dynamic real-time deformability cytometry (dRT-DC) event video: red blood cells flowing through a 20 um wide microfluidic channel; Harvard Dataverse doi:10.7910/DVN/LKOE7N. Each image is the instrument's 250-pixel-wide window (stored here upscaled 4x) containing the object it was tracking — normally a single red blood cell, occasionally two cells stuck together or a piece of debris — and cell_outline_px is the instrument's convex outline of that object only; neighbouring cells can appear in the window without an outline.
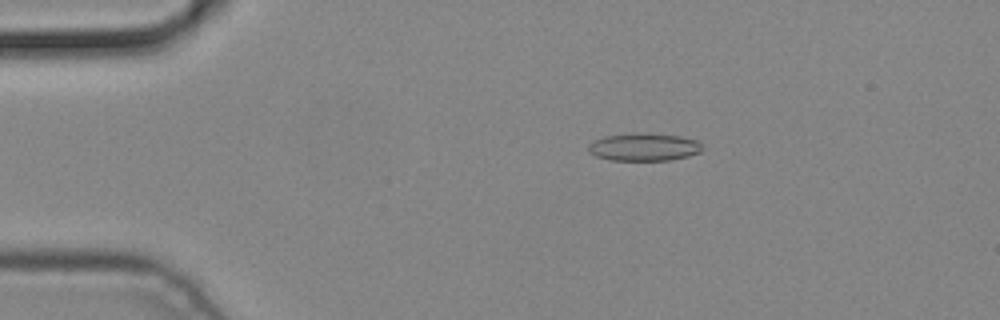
{"species": "common noctule bat (a hibernating species)", "species_latin": "Nyctalus noctula", "temperature_condition": "cold", "stored_images_in_passage": 9, "camera_frame_rate_fps": 3000, "um_per_image_px": 0.085, "animal": {"sex": "male", "body_mass_g": 19.2, "forearm_length_mm": 51.8}, "frame": {"image": 1, "passage_image": 1, "time_ms": 0.0, "image_size_px": [1000, 320], "cell_outline_px": [[704, 148], [700, 152], [688, 156], [672, 160], [608, 160], [596, 156], [588, 152], [588, 144], [604, 136], [636, 132], [640, 132], [680, 136], [696, 140]], "centroid_in_image_um": [54.72, 12.49], "position_along_channel_um": 30.3, "area_um2": 18.55}}